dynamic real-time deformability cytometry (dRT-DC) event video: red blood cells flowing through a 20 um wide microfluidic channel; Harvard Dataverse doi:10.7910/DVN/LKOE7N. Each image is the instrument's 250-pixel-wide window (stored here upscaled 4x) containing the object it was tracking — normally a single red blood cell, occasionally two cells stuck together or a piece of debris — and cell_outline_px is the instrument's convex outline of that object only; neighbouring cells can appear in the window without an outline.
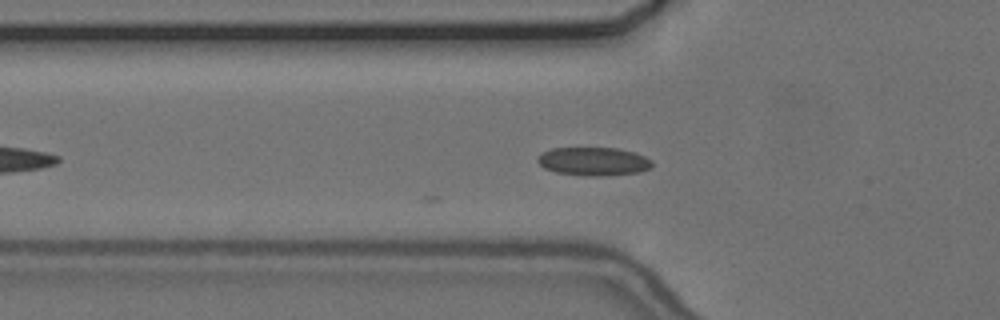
{"species": "common noctule bat (a hibernating species)", "species_latin": "Nyctalus noctula", "temperature_condition": "cold", "stored_images_in_passage": 2, "camera_frame_rate_fps": 3000, "um_per_image_px": 0.085, "animal": {"sex": "female", "body_mass_g": 24.6, "forearm_length_mm": 56.2}, "frame": {"image": 1, "passage_image": 2, "time_ms": 0.333, "image_size_px": [1000, 320], "cell_outline_px": [[652, 168], [640, 172], [600, 176], [588, 176], [556, 172], [544, 168], [536, 160], [536, 156], [552, 148], [616, 148], [636, 152], [652, 160]], "centroid_in_image_um": [50.46, 13.72], "position_along_channel_um": 75.3, "area_um2": 19.02}}